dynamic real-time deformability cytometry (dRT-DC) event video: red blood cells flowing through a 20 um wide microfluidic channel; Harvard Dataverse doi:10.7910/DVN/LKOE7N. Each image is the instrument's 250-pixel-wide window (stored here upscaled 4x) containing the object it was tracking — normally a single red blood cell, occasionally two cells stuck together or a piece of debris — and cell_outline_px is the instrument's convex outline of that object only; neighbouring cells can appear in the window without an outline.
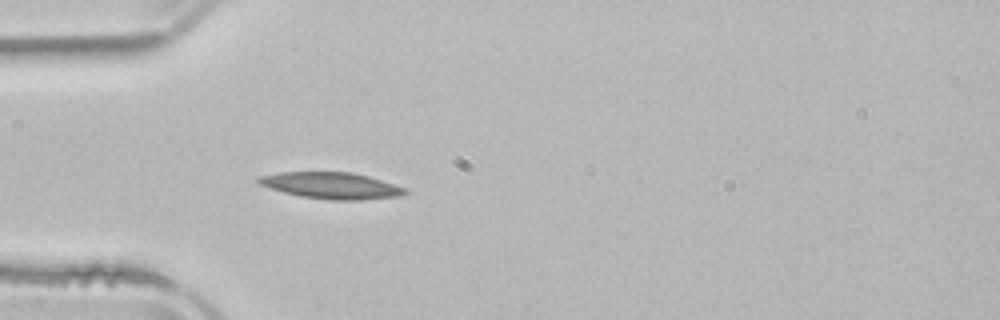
{"species": "common noctule bat (a hibernating species)", "species_latin": "Nyctalus noctula", "temperature_condition": "room temperature", "stored_images_in_passage": 2, "camera_frame_rate_fps": 3000, "um_per_image_px": 0.085, "animal": {"sex": "male", "body_mass_g": 21.5, "forearm_length_mm": 52.0}, "frame": {"image": 1, "passage_image": 2, "time_ms": 1.667, "image_size_px": [1000, 320], "cell_outline_px": [[408, 192], [404, 196], [364, 200], [332, 200], [300, 196], [284, 192], [260, 184], [256, 180], [256, 176], [280, 172], [352, 172], [368, 176], [404, 188]], "centroid_in_image_um": [28.17, 15.77], "position_along_channel_um": 56.8, "area_um2": 22.54}}